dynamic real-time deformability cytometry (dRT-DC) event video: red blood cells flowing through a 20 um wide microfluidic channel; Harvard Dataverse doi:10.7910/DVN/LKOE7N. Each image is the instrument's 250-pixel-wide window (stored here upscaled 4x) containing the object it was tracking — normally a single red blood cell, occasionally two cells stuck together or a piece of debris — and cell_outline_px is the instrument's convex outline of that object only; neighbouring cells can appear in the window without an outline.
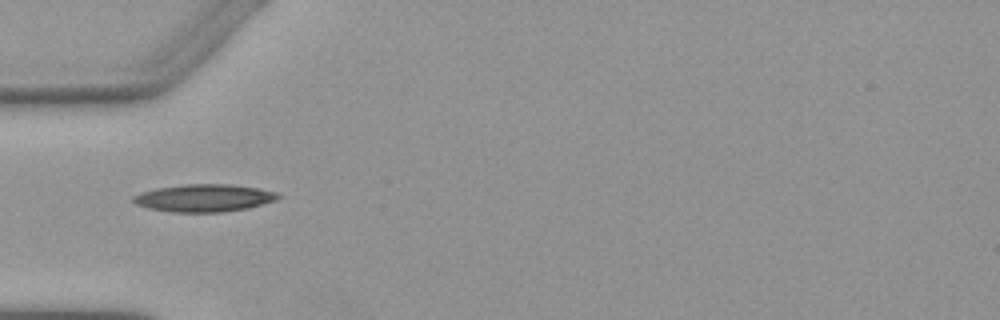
{"species": "Egyptian fruit bat (a non-hibernating species)", "species_latin": "Rousettus aegyptiacus", "temperature_condition": "warm", "stored_images_in_passage": 4, "camera_frame_rate_fps": 3000, "um_per_image_px": 0.085, "animal": {"sex": "female"}, "frame": {"image": 1, "passage_image": 1, "time_ms": 0.0, "image_size_px": [1000, 320], "cell_outline_px": [[280, 196], [276, 200], [248, 208], [224, 212], [172, 212], [148, 208], [136, 204], [132, 200], [132, 196], [140, 192], [156, 188], [184, 184], [232, 184], [256, 188], [276, 192]], "centroid_in_image_um": [17.31, 16.83], "position_along_channel_um": 67.7, "area_um2": 23.24}}
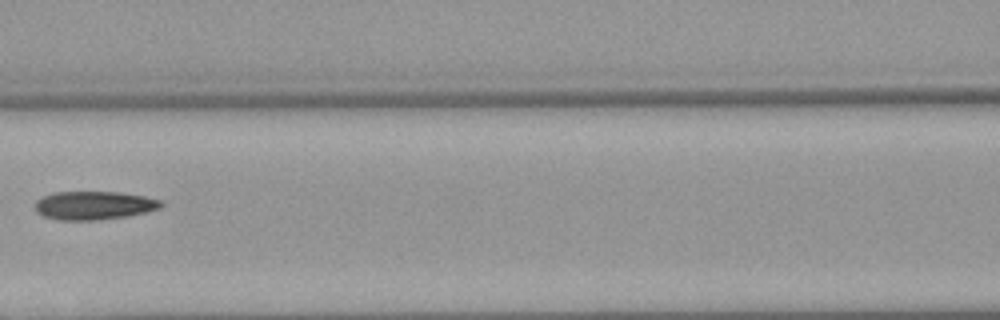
{"frame": {"image": 2, "passage_image": 3, "time_ms": 2.333, "image_size_px": [1000, 320], "cell_outline_px": [[164, 204], [160, 208], [148, 212], [128, 216], [100, 220], [56, 220], [44, 216], [36, 212], [36, 200], [52, 192], [120, 192], [144, 196], [160, 200]], "centroid_in_image_um": [8.0, 17.46], "position_along_channel_um": 158.6, "area_um2": 21.04}}
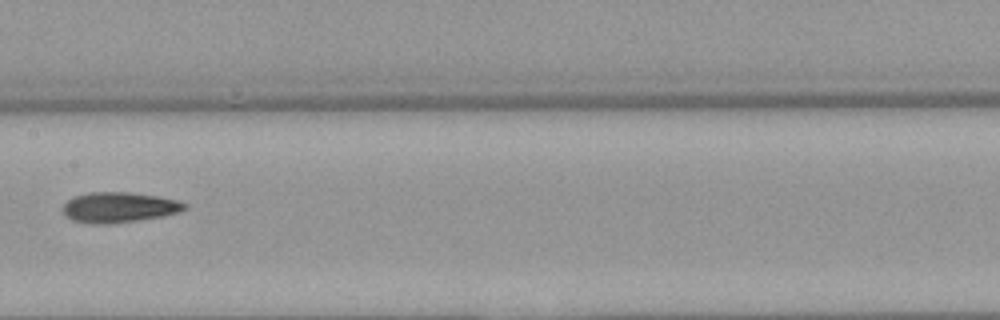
{"frame": {"image": 3, "passage_image": 4, "time_ms": 3.333, "image_size_px": [1000, 320], "cell_outline_px": [[188, 208], [180, 212], [160, 216], [136, 220], [108, 224], [88, 224], [72, 220], [64, 216], [64, 204], [68, 200], [76, 196], [88, 192], [128, 192], [156, 196], [176, 200], [188, 204]], "centroid_in_image_um": [10.1, 17.63], "position_along_channel_um": 197.3, "area_um2": 21.44}}